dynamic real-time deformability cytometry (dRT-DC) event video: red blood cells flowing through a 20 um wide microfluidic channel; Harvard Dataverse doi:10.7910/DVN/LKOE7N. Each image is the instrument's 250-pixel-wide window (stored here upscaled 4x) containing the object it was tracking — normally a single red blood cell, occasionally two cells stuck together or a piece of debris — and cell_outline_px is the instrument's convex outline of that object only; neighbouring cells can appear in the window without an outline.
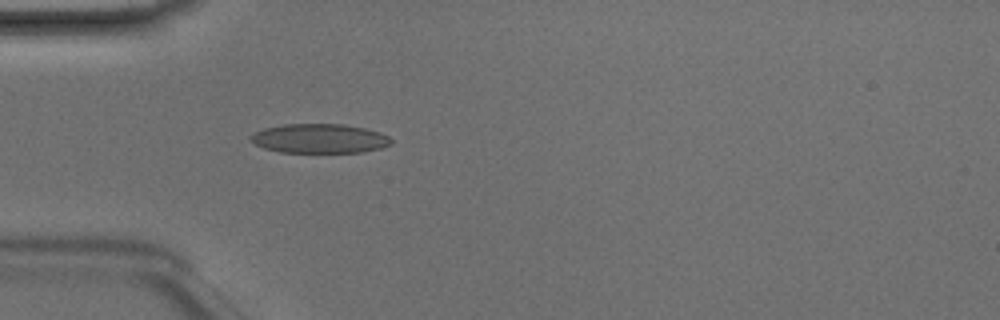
{"species": "Egyptian fruit bat (a non-hibernating species)", "species_latin": "Rousettus aegyptiacus", "temperature_condition": "room temperature", "stored_images_in_passage": 34, "camera_frame_rate_fps": 3000, "um_per_image_px": 0.085, "animal": {"sex": "male"}, "frame": {"image": 1, "passage_image": 1, "time_ms": 0.0, "image_size_px": [1000, 320], "cell_outline_px": [[392, 144], [380, 148], [360, 152], [280, 152], [264, 148], [256, 144], [248, 136], [252, 132], [264, 128], [284, 124], [344, 124], [364, 128], [380, 132], [388, 136], [392, 140]], "centroid_in_image_um": [27.14, 11.76], "position_along_channel_um": 57.9, "area_um2": 23.99}}
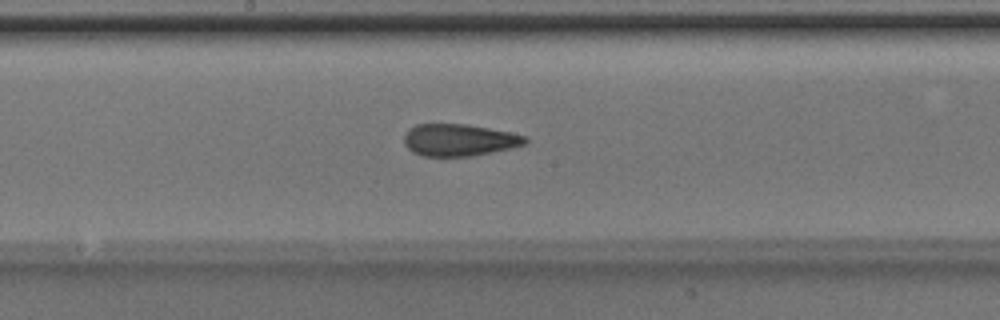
{"frame": {"image": 2, "passage_image": 12, "time_ms": 3.667, "image_size_px": [1000, 320], "cell_outline_px": [[528, 140], [524, 144], [512, 148], [472, 156], [424, 156], [412, 152], [404, 144], [404, 136], [408, 128], [416, 124], [468, 124], [528, 136]], "centroid_in_image_um": [39.01, 11.9], "position_along_channel_um": 209.2, "area_um2": 22.66}}
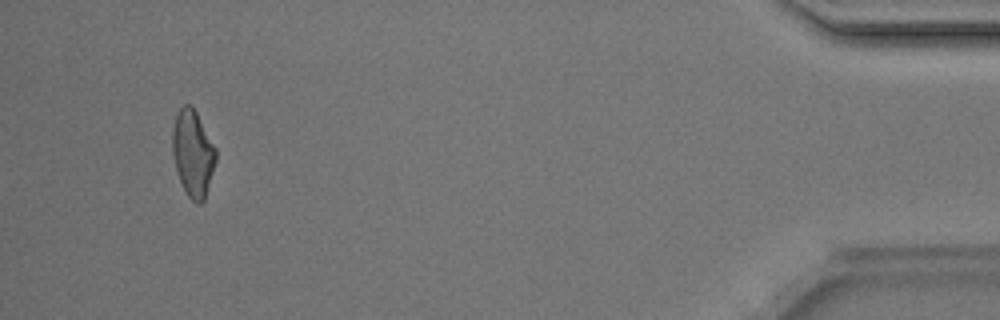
{"frame": {"image": 3, "passage_image": 32, "time_ms": 10.333, "image_size_px": [1000, 320], "cell_outline_px": [[216, 160], [204, 200], [200, 204], [196, 204], [188, 196], [180, 180], [176, 168], [172, 152], [172, 128], [176, 112], [184, 104], [188, 104], [196, 112], [216, 148]], "centroid_in_image_um": [16.38, 13.02], "position_along_channel_um": 418.8, "area_um2": 21.68}, "authors_computed_cell_mechanics": {"area_um2": 22.3686, "velocity_mm_per_s": 4.2468, "shape_relaxation_time_tau1_ms": 6.8575, "shape_relaxation_time_tau2_ms": 1.9114, "deformation_change_tau1": 0.1943, "deformation_change_tau2": 0.0922}}